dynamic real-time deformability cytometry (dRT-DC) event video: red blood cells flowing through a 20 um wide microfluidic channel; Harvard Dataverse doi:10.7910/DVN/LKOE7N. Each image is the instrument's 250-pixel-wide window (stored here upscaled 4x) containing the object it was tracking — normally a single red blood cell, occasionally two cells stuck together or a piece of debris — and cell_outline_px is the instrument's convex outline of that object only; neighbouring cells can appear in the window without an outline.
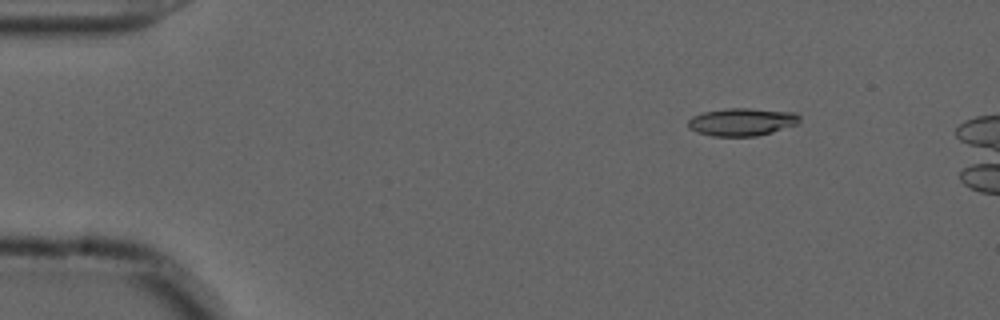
{"species": "common noctule bat (a hibernating species)", "species_latin": "Nyctalus noctula", "temperature_condition": "cold", "stored_images_in_passage": 7, "camera_frame_rate_fps": 3000, "um_per_image_px": 0.085, "animal": {"sex": "male", "forearm_length_mm": 52.5}, "frame": {"image": 1, "passage_image": 2, "time_ms": 0.333, "image_size_px": [1000, 320], "cell_outline_px": [[800, 120], [796, 124], [772, 132], [756, 136], [712, 136], [696, 132], [688, 128], [688, 120], [692, 116], [704, 112], [728, 108], [748, 108], [796, 112], [800, 116]], "centroid_in_image_um": [63.05, 10.36], "position_along_channel_um": 22.0, "area_um2": 18.03}}